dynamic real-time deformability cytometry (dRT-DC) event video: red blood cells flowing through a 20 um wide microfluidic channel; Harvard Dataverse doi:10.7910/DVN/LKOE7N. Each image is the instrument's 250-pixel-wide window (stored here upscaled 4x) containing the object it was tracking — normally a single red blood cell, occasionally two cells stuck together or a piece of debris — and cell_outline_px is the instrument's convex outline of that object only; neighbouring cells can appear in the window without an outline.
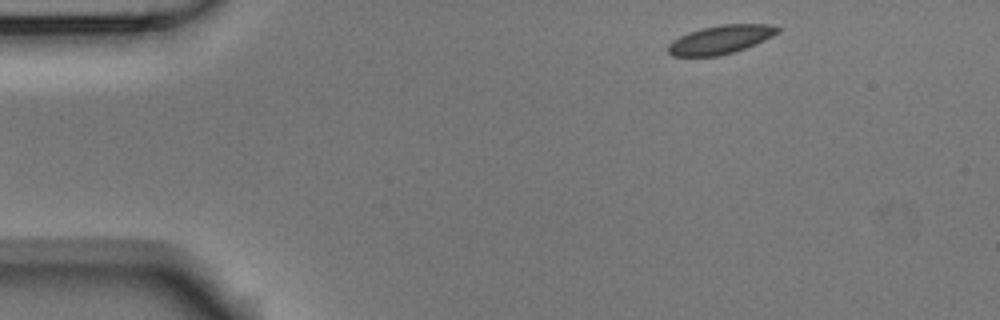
{"species": "Egyptian fruit bat (a non-hibernating species)", "species_latin": "Rousettus aegyptiacus", "temperature_condition": "room temperature", "stored_images_in_passage": 6, "camera_frame_rate_fps": 3000, "um_per_image_px": 0.085, "animal": {"sex": "male"}, "frame": {"image": 1, "passage_image": 6, "time_ms": 1.667, "image_size_px": [1000, 320], "cell_outline_px": [[780, 32], [756, 44], [732, 52], [716, 56], [672, 56], [668, 52], [668, 44], [672, 40], [688, 32], [700, 28], [720, 24], [768, 24], [780, 28]], "centroid_in_image_um": [61.23, 3.35], "position_along_channel_um": 23.8, "area_um2": 18.21}}